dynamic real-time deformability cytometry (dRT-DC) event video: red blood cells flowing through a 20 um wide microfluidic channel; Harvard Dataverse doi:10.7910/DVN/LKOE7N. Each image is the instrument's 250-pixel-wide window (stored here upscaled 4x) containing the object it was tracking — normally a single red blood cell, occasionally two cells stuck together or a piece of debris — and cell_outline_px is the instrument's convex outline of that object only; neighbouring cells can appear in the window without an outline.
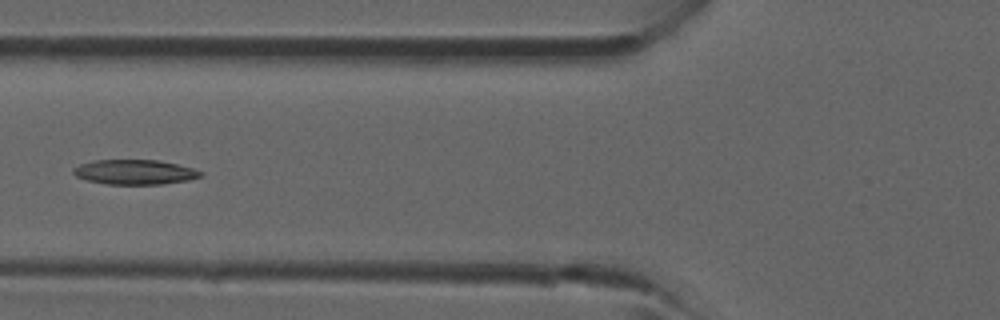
{"species": "common noctule bat (a hibernating species)", "species_latin": "Nyctalus noctula", "temperature_condition": "room temperature", "stored_images_in_passage": 2, "camera_frame_rate_fps": 3000, "um_per_image_px": 0.085, "animal": {"sex": "male", "forearm_length_mm": 52.5}, "frame": {"image": 1, "passage_image": 2, "time_ms": 1.0, "image_size_px": [1000, 320], "cell_outline_px": [[204, 176], [188, 180], [164, 184], [108, 184], [88, 180], [76, 176], [72, 172], [72, 168], [80, 164], [92, 160], [160, 160], [192, 168], [204, 172]], "centroid_in_image_um": [11.47, 14.62], "position_along_channel_um": 114.3, "area_um2": 18.44}}